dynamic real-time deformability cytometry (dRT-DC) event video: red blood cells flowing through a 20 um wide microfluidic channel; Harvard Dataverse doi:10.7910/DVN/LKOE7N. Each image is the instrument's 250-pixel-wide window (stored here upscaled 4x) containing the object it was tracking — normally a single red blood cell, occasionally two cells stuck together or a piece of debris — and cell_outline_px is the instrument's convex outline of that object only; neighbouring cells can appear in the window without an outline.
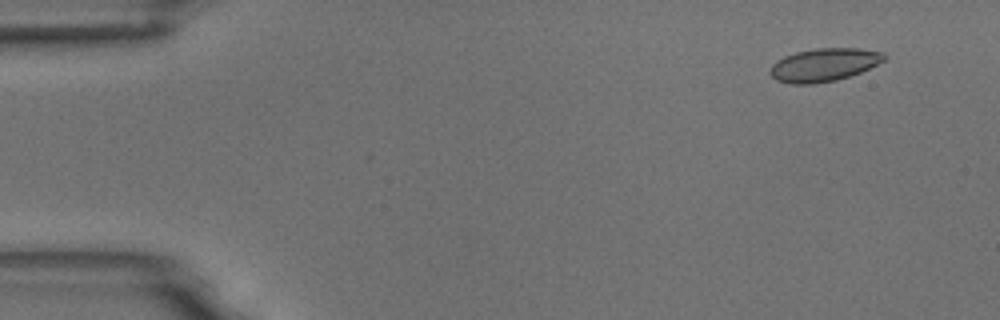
{"species": "common noctule bat (a hibernating species)", "species_latin": "Nyctalus noctula", "temperature_condition": "room temperature", "stored_images_in_passage": 5, "camera_frame_rate_fps": 3000, "um_per_image_px": 0.085, "animal": {"sex": "male", "body_mass_g": 18.8}, "frame": {"image": 1, "passage_image": 2, "time_ms": 1.0, "image_size_px": [1000, 320], "cell_outline_px": [[888, 56], [884, 60], [860, 72], [836, 80], [812, 84], [792, 84], [776, 80], [768, 72], [768, 68], [776, 60], [784, 56], [796, 52], [816, 48], [856, 48], [884, 52]], "centroid_in_image_um": [69.99, 5.5], "position_along_channel_um": 15.0, "area_um2": 22.02}}
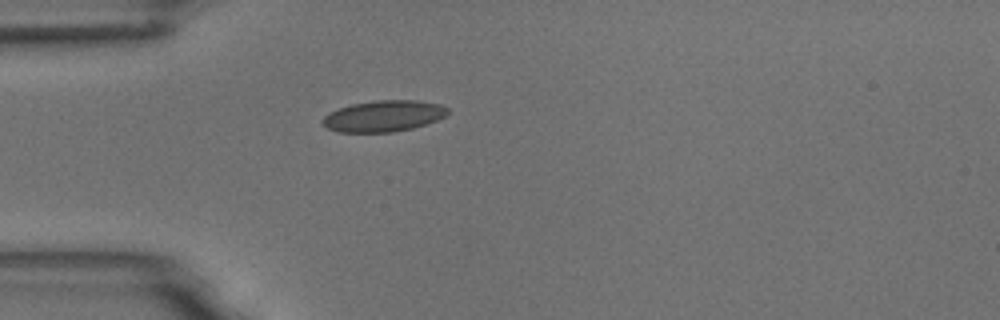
{"frame": {"image": 2, "passage_image": 5, "time_ms": 4.667, "image_size_px": [1000, 320], "cell_outline_px": [[448, 112], [444, 116], [436, 120], [412, 128], [392, 132], [340, 132], [328, 128], [320, 120], [328, 112], [352, 104], [376, 100], [416, 100], [440, 104], [448, 108]], "centroid_in_image_um": [32.58, 9.86], "position_along_channel_um": 52.4, "area_um2": 22.6}}